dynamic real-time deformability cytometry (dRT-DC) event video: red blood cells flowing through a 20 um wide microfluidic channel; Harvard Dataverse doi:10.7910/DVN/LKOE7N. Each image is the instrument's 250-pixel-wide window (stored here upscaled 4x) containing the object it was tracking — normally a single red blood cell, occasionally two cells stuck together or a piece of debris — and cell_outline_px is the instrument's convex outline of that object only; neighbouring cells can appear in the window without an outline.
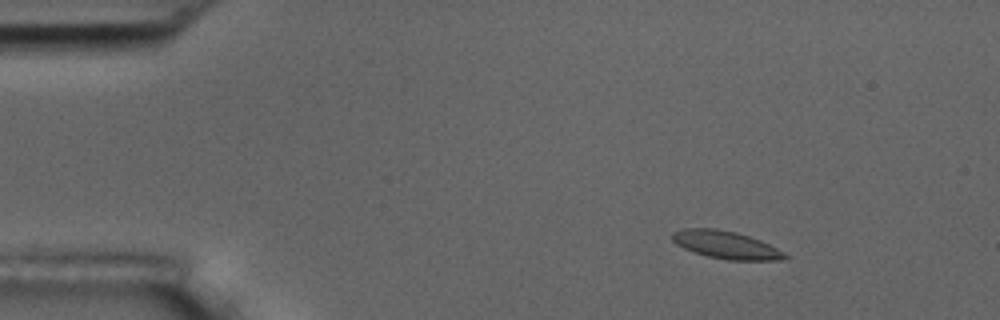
{"species": "common noctule bat (a hibernating species)", "species_latin": "Nyctalus noctula", "temperature_condition": "room temperature", "stored_images_in_passage": 7, "camera_frame_rate_fps": 3000, "um_per_image_px": 0.085, "animal": {"sex": "male", "body_mass_g": 17.5, "forearm_length_mm": 52.3}, "frame": {"image": 1, "passage_image": 3, "time_ms": 2.333, "image_size_px": [1000, 320], "cell_outline_px": [[792, 256], [780, 260], [728, 260], [708, 256], [692, 252], [676, 244], [672, 240], [672, 232], [680, 228], [716, 228], [736, 232], [760, 240]], "centroid_in_image_um": [61.69, 20.81], "position_along_channel_um": 23.3, "area_um2": 18.26}}
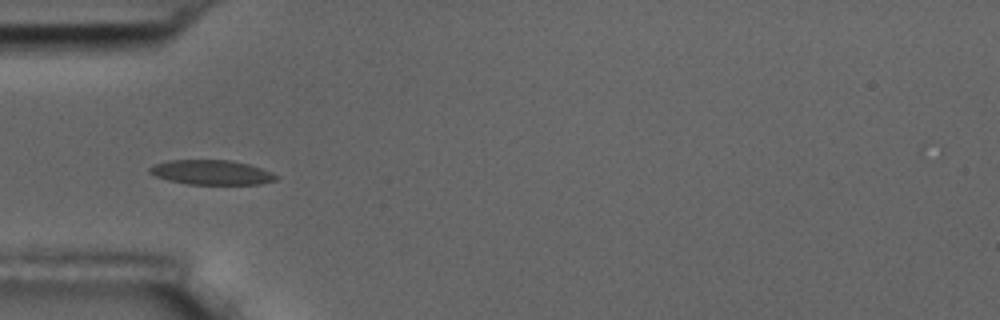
{"frame": {"image": 2, "passage_image": 6, "time_ms": 5.667, "image_size_px": [1000, 320], "cell_outline_px": [[280, 176], [276, 180], [260, 184], [188, 184], [168, 180], [156, 176], [148, 172], [148, 168], [156, 164], [168, 160], [232, 160], [248, 164], [272, 172]], "centroid_in_image_um": [17.99, 14.65], "position_along_channel_um": 67.0, "area_um2": 18.15}}